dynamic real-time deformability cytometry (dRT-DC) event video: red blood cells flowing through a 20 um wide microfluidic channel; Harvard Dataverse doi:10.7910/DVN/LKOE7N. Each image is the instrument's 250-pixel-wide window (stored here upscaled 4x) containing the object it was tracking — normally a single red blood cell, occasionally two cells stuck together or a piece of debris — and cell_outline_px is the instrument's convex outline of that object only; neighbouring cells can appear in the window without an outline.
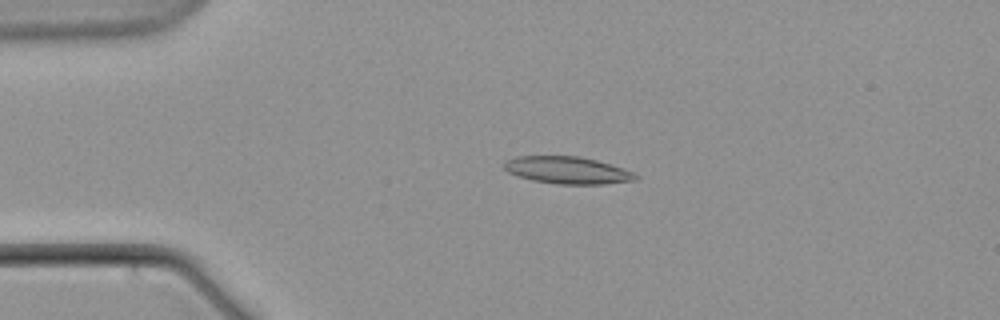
{"species": "common noctule bat (a hibernating species)", "species_latin": "Nyctalus noctula", "temperature_condition": "warm", "stored_images_in_passage": 6, "camera_frame_rate_fps": 3000, "um_per_image_px": 0.085, "animal": {"sex": "male", "body_mass_g": 21.5, "forearm_length_mm": 52.0}, "frame": {"image": 1, "passage_image": 3, "time_ms": 3.333, "image_size_px": [1000, 320], "cell_outline_px": [[640, 180], [604, 184], [556, 184], [532, 180], [508, 172], [504, 168], [504, 160], [516, 156], [580, 156], [612, 164], [632, 172], [640, 176]], "centroid_in_image_um": [48.26, 14.47], "position_along_channel_um": 36.7, "area_um2": 20.98}}
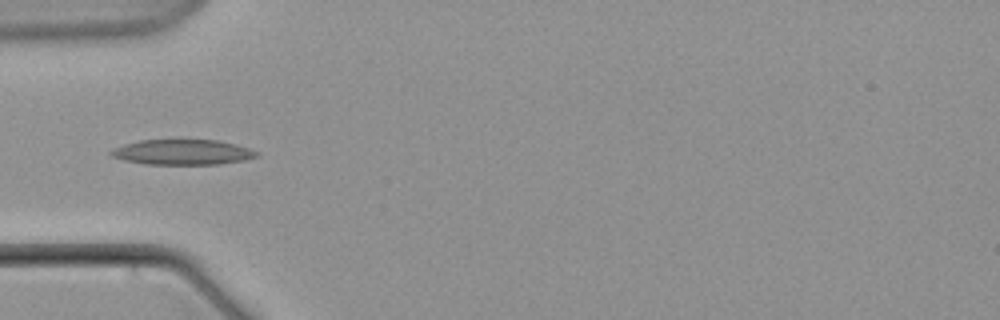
{"frame": {"image": 2, "passage_image": 5, "time_ms": 5.667, "image_size_px": [1000, 320], "cell_outline_px": [[260, 156], [244, 160], [220, 164], [144, 164], [124, 160], [112, 156], [108, 152], [112, 148], [124, 144], [140, 140], [216, 140], [236, 144], [260, 152]], "centroid_in_image_um": [15.52, 12.93], "position_along_channel_um": 69.5, "area_um2": 21.5}}